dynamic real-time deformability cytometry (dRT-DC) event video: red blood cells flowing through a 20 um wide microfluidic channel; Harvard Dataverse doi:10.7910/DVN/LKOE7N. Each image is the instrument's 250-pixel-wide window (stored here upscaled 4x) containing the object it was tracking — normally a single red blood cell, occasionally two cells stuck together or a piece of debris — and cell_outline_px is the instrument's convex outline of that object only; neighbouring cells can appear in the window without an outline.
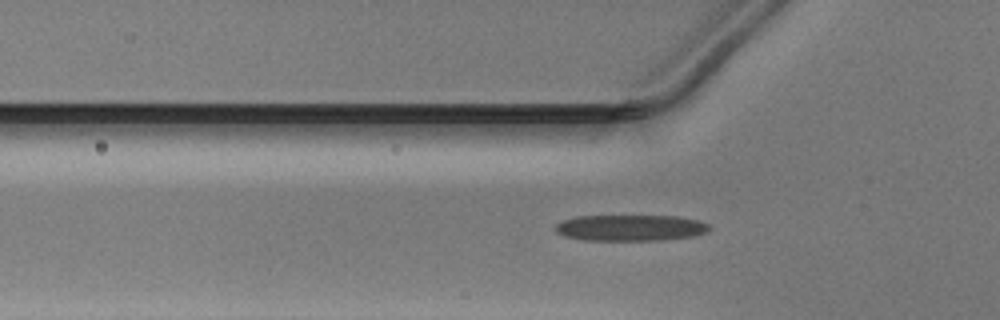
{"species": "Egyptian fruit bat (a non-hibernating species)", "species_latin": "Rousettus aegyptiacus", "temperature_condition": "warm", "stored_images_in_passage": 44, "camera_frame_rate_fps": 3000, "um_per_image_px": 0.085, "animal": {"sex": "male"}, "frame": {"image": 1, "passage_image": 13, "time_ms": 4.0, "image_size_px": [1000, 320], "cell_outline_px": [[712, 228], [704, 232], [692, 236], [664, 240], [584, 240], [568, 236], [556, 232], [556, 224], [560, 220], [576, 216], [676, 216], [696, 220], [708, 224]], "centroid_in_image_um": [53.57, 19.36], "position_along_channel_um": 72.2, "area_um2": 23.29}}
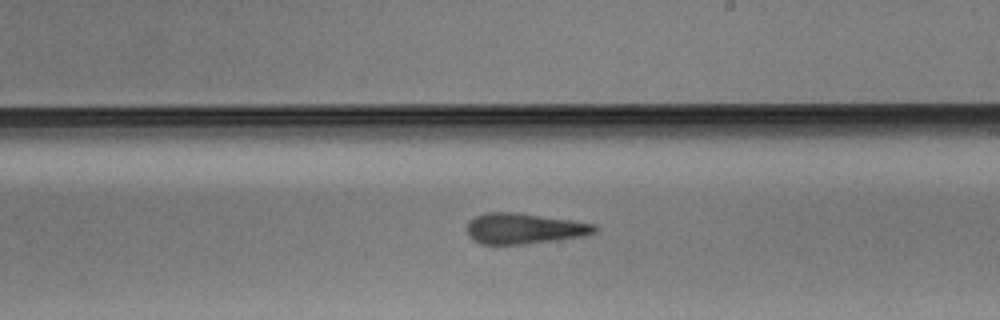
{"frame": {"image": 2, "passage_image": 26, "time_ms": 8.333, "image_size_px": [1000, 320], "cell_outline_px": [[600, 228], [596, 232], [588, 236], [524, 244], [480, 244], [468, 236], [468, 220], [476, 216], [488, 212], [512, 212], [572, 220], [596, 224]], "centroid_in_image_um": [44.6, 19.43], "position_along_channel_um": 244.4, "area_um2": 22.95}}
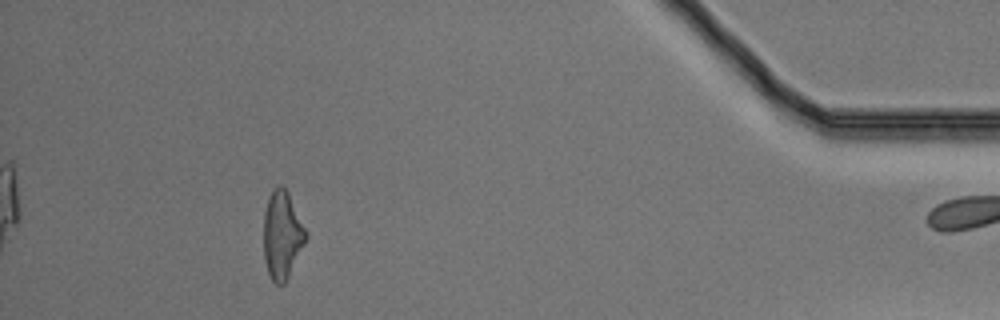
{"frame": {"image": 3, "passage_image": 43, "time_ms": 14.0, "image_size_px": [1000, 320], "cell_outline_px": [[308, 236], [284, 284], [276, 284], [272, 280], [268, 272], [264, 260], [264, 212], [268, 200], [272, 192], [280, 184], [284, 184], [308, 232]], "centroid_in_image_um": [23.99, 19.95], "position_along_channel_um": 411.2, "area_um2": 21.44}}